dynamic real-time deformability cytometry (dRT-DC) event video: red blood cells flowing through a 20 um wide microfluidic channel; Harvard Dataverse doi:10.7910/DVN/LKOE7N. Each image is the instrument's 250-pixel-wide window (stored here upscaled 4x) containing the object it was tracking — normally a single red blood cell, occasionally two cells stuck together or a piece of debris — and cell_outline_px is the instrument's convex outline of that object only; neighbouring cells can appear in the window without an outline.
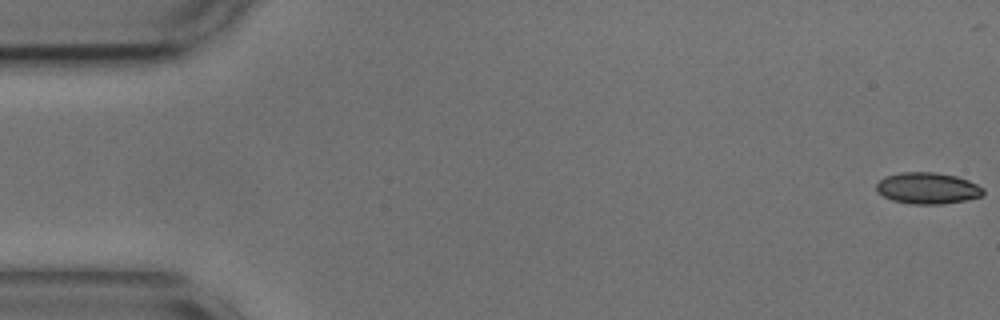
{"species": "common noctule bat (a hibernating species)", "species_latin": "Nyctalus noctula", "temperature_condition": "cold", "stored_images_in_passage": 55, "camera_frame_rate_fps": 3000, "um_per_image_px": 0.085, "animal": {"sex": "male", "body_mass_g": 17.9, "forearm_length_mm": 54.2}, "frame": {"image": 1, "passage_image": 1, "time_ms": 0.0, "image_size_px": [1000, 320], "cell_outline_px": [[984, 192], [980, 196], [964, 200], [940, 204], [912, 204], [892, 200], [876, 192], [876, 184], [884, 176], [900, 172], [936, 172], [956, 176], [968, 180], [984, 188]], "centroid_in_image_um": [78.81, 15.98], "position_along_channel_um": 6.2, "area_um2": 19.54}}
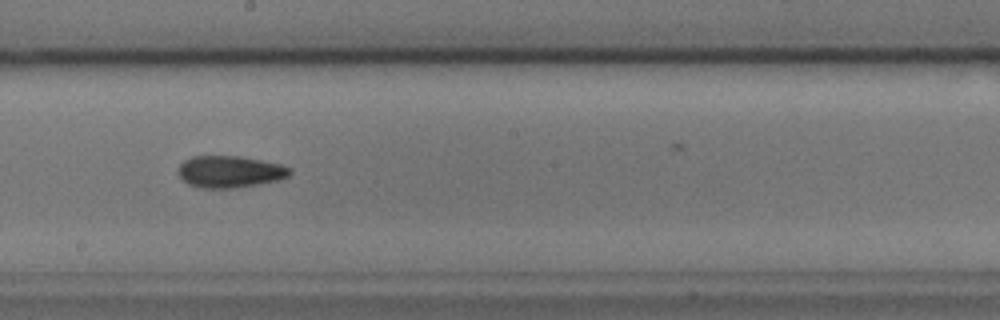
{"frame": {"image": 2, "passage_image": 30, "time_ms": 9.667, "image_size_px": [1000, 320], "cell_outline_px": [[292, 172], [288, 176], [280, 180], [260, 184], [232, 188], [200, 188], [188, 184], [180, 176], [180, 164], [184, 160], [192, 156], [240, 156], [280, 164], [292, 168]], "centroid_in_image_um": [19.57, 14.59], "position_along_channel_um": 228.6, "area_um2": 20.69}}
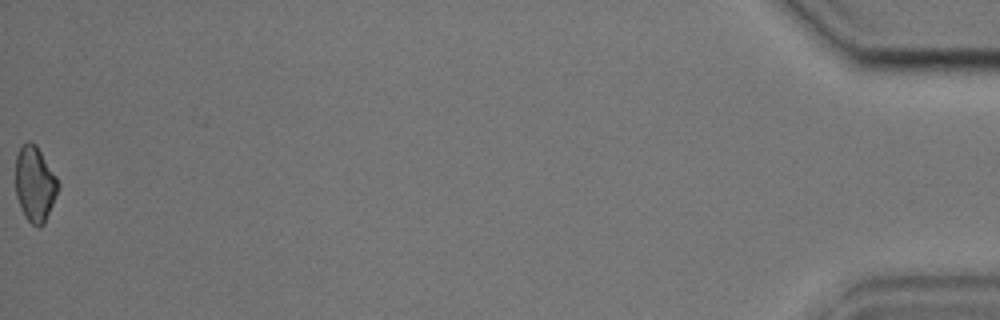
{"frame": {"image": 3, "passage_image": 55, "time_ms": 18.0, "image_size_px": [1000, 320], "cell_outline_px": [[60, 184], [44, 224], [40, 228], [36, 228], [24, 216], [20, 208], [16, 196], [16, 156], [20, 148], [28, 140], [36, 144], [56, 176]], "centroid_in_image_um": [2.96, 15.66], "position_along_channel_um": 432.2, "area_um2": 18.67}, "authors_computed_cell_mechanics": {"area_um2": 19.7676, "velocity_mm_per_s": 3.6698, "shape_relaxation_time_tau1_ms": 6.4474, "shape_relaxation_time_tau2_ms": 4.9748, "deformation_change_tau1": 0.1091, "deformation_change_tau2": 0.1111}}